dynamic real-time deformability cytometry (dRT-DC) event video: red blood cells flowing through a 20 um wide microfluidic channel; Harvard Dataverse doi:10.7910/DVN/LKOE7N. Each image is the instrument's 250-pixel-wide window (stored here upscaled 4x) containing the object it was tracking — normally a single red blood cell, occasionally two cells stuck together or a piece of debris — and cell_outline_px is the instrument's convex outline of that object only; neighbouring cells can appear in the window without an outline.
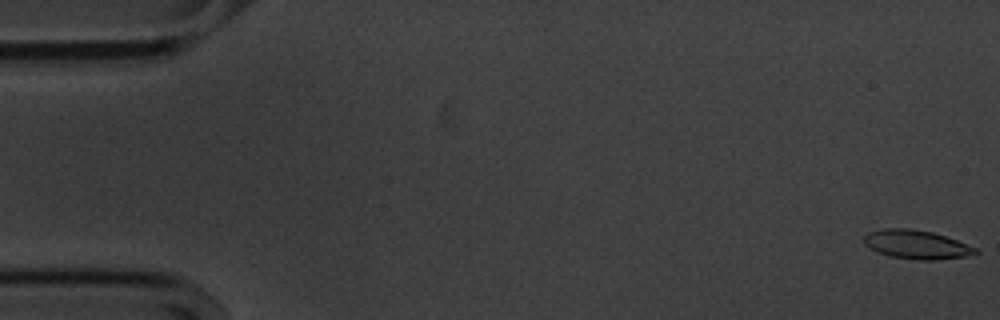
{"species": "common noctule bat (a hibernating species)", "species_latin": "Nyctalus noctula", "temperature_condition": "cold", "stored_images_in_passage": 10, "camera_frame_rate_fps": 3000, "um_per_image_px": 0.085, "animal": {"sex": "male", "body_mass_g": 20.1, "forearm_length_mm": 53.5}, "frame": {"image": 1, "passage_image": 1, "time_ms": 0.0, "image_size_px": [1000, 320], "cell_outline_px": [[980, 252], [964, 256], [936, 260], [916, 260], [888, 256], [876, 252], [868, 248], [864, 244], [864, 236], [868, 232], [884, 228], [908, 228], [932, 232], [956, 240], [976, 248]], "centroid_in_image_um": [77.83, 20.79], "position_along_channel_um": 7.2, "area_um2": 18.73}}